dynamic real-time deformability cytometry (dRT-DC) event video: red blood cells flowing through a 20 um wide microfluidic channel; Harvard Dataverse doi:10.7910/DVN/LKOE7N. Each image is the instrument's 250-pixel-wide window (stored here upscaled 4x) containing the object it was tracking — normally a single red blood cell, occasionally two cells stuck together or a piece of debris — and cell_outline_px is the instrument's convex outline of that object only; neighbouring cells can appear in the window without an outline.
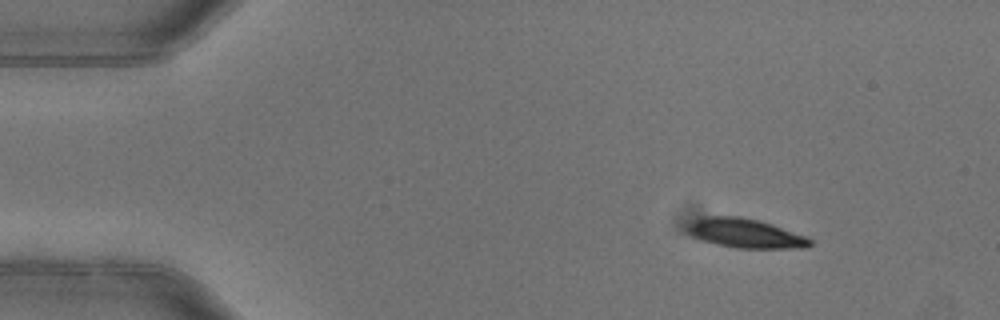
{"species": "common noctule bat (a hibernating species)", "species_latin": "Nyctalus noctula", "temperature_condition": "warm", "stored_images_in_passage": 4, "camera_frame_rate_fps": 3000, "um_per_image_px": 0.085, "animal": {"sex": "female"}, "frame": {"image": 1, "passage_image": 1, "time_ms": 0.0, "image_size_px": [1000, 320], "cell_outline_px": [[812, 244], [808, 248], [736, 248], [716, 244], [692, 236], [688, 232], [688, 224], [704, 216], [740, 216], [760, 220], [808, 236], [812, 240]], "centroid_in_image_um": [63.42, 19.83], "position_along_channel_um": 21.6, "area_um2": 20.98}}
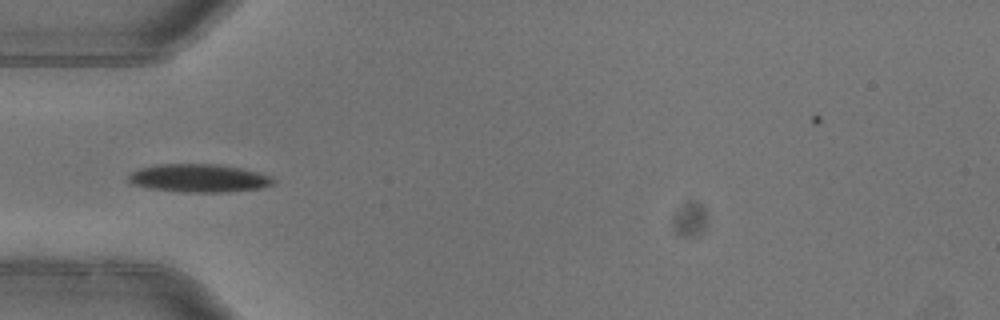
{"frame": {"image": 2, "passage_image": 4, "time_ms": 1.0, "image_size_px": [1000, 320], "cell_outline_px": [[276, 180], [272, 184], [264, 188], [224, 192], [180, 192], [148, 188], [132, 184], [128, 180], [128, 176], [132, 172], [140, 168], [160, 164], [216, 164], [240, 168], [272, 176]], "centroid_in_image_um": [16.91, 15.15], "position_along_channel_um": 68.1, "area_um2": 23.76}}